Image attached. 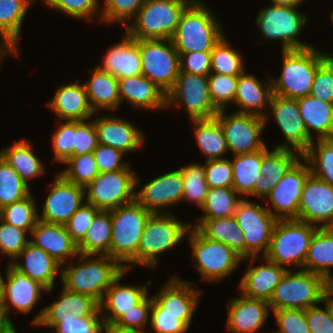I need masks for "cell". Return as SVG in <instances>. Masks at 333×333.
<instances>
[{"mask_svg": "<svg viewBox=\"0 0 333 333\" xmlns=\"http://www.w3.org/2000/svg\"><path fill=\"white\" fill-rule=\"evenodd\" d=\"M78 256L76 266L73 263L65 269L62 266L63 287L73 293L91 296L100 303L106 290L125 268L109 255Z\"/></svg>", "mask_w": 333, "mask_h": 333, "instance_id": "6da1fadb", "label": "cell"}, {"mask_svg": "<svg viewBox=\"0 0 333 333\" xmlns=\"http://www.w3.org/2000/svg\"><path fill=\"white\" fill-rule=\"evenodd\" d=\"M221 27L210 8L193 0L181 14L171 40L177 52L212 51L224 36Z\"/></svg>", "mask_w": 333, "mask_h": 333, "instance_id": "7a4b0ae2", "label": "cell"}, {"mask_svg": "<svg viewBox=\"0 0 333 333\" xmlns=\"http://www.w3.org/2000/svg\"><path fill=\"white\" fill-rule=\"evenodd\" d=\"M110 213L112 219L110 257L129 270L133 264H138L141 235L152 213L136 200L110 210Z\"/></svg>", "mask_w": 333, "mask_h": 333, "instance_id": "3957f363", "label": "cell"}, {"mask_svg": "<svg viewBox=\"0 0 333 333\" xmlns=\"http://www.w3.org/2000/svg\"><path fill=\"white\" fill-rule=\"evenodd\" d=\"M283 67L279 78L271 77L273 94L298 99L311 93L317 68L330 56L315 47L283 50Z\"/></svg>", "mask_w": 333, "mask_h": 333, "instance_id": "277c9868", "label": "cell"}, {"mask_svg": "<svg viewBox=\"0 0 333 333\" xmlns=\"http://www.w3.org/2000/svg\"><path fill=\"white\" fill-rule=\"evenodd\" d=\"M330 283L321 275L301 269L287 270L269 300L270 310L303 309L322 303Z\"/></svg>", "mask_w": 333, "mask_h": 333, "instance_id": "5b68a950", "label": "cell"}, {"mask_svg": "<svg viewBox=\"0 0 333 333\" xmlns=\"http://www.w3.org/2000/svg\"><path fill=\"white\" fill-rule=\"evenodd\" d=\"M318 226L298 219L277 220L266 254L262 257L280 266L303 267L308 248Z\"/></svg>", "mask_w": 333, "mask_h": 333, "instance_id": "8992f818", "label": "cell"}, {"mask_svg": "<svg viewBox=\"0 0 333 333\" xmlns=\"http://www.w3.org/2000/svg\"><path fill=\"white\" fill-rule=\"evenodd\" d=\"M193 0H146L126 32L134 39H171Z\"/></svg>", "mask_w": 333, "mask_h": 333, "instance_id": "52a82bcc", "label": "cell"}, {"mask_svg": "<svg viewBox=\"0 0 333 333\" xmlns=\"http://www.w3.org/2000/svg\"><path fill=\"white\" fill-rule=\"evenodd\" d=\"M191 228V223L177 220L166 212L151 214L147 220L138 246V264L155 268L158 255L172 250Z\"/></svg>", "mask_w": 333, "mask_h": 333, "instance_id": "ba28073f", "label": "cell"}, {"mask_svg": "<svg viewBox=\"0 0 333 333\" xmlns=\"http://www.w3.org/2000/svg\"><path fill=\"white\" fill-rule=\"evenodd\" d=\"M192 248L194 267L201 280L218 282L234 272L243 259L227 244L204 237L192 227L187 233Z\"/></svg>", "mask_w": 333, "mask_h": 333, "instance_id": "9c48e42d", "label": "cell"}, {"mask_svg": "<svg viewBox=\"0 0 333 333\" xmlns=\"http://www.w3.org/2000/svg\"><path fill=\"white\" fill-rule=\"evenodd\" d=\"M307 21V15L298 11L297 7L270 4L259 10L255 22L265 41L281 40L283 51L313 47L297 39Z\"/></svg>", "mask_w": 333, "mask_h": 333, "instance_id": "30bf717a", "label": "cell"}, {"mask_svg": "<svg viewBox=\"0 0 333 333\" xmlns=\"http://www.w3.org/2000/svg\"><path fill=\"white\" fill-rule=\"evenodd\" d=\"M142 75L155 83L165 94L180 73V55L171 39H138Z\"/></svg>", "mask_w": 333, "mask_h": 333, "instance_id": "8fae6325", "label": "cell"}, {"mask_svg": "<svg viewBox=\"0 0 333 333\" xmlns=\"http://www.w3.org/2000/svg\"><path fill=\"white\" fill-rule=\"evenodd\" d=\"M130 168L99 173L86 187V202L103 211L135 201L139 178Z\"/></svg>", "mask_w": 333, "mask_h": 333, "instance_id": "7c38bea8", "label": "cell"}, {"mask_svg": "<svg viewBox=\"0 0 333 333\" xmlns=\"http://www.w3.org/2000/svg\"><path fill=\"white\" fill-rule=\"evenodd\" d=\"M234 217L238 227L243 231L245 238V259L253 264L256 259H261L269 248L271 235L278 220L267 207H262L243 198L236 207ZM254 260V261H253Z\"/></svg>", "mask_w": 333, "mask_h": 333, "instance_id": "4fadbf2b", "label": "cell"}, {"mask_svg": "<svg viewBox=\"0 0 333 333\" xmlns=\"http://www.w3.org/2000/svg\"><path fill=\"white\" fill-rule=\"evenodd\" d=\"M184 105L191 120L211 119L219 112L209 93L208 76L180 72L174 86L166 94V107Z\"/></svg>", "mask_w": 333, "mask_h": 333, "instance_id": "5bb4252c", "label": "cell"}, {"mask_svg": "<svg viewBox=\"0 0 333 333\" xmlns=\"http://www.w3.org/2000/svg\"><path fill=\"white\" fill-rule=\"evenodd\" d=\"M215 118L224 131L227 146L233 155L255 152L266 145L260 138L267 124L265 118L238 112L227 115L225 110H220Z\"/></svg>", "mask_w": 333, "mask_h": 333, "instance_id": "9a60e30c", "label": "cell"}, {"mask_svg": "<svg viewBox=\"0 0 333 333\" xmlns=\"http://www.w3.org/2000/svg\"><path fill=\"white\" fill-rule=\"evenodd\" d=\"M297 161L278 181L265 199L271 203L267 209L278 219H298L303 186L311 174L308 162ZM272 208V209H271Z\"/></svg>", "mask_w": 333, "mask_h": 333, "instance_id": "2e32d148", "label": "cell"}, {"mask_svg": "<svg viewBox=\"0 0 333 333\" xmlns=\"http://www.w3.org/2000/svg\"><path fill=\"white\" fill-rule=\"evenodd\" d=\"M49 193L43 204L38 220L64 225L69 218L82 206L86 198L85 188L66 180L60 173L49 185Z\"/></svg>", "mask_w": 333, "mask_h": 333, "instance_id": "e0dca14e", "label": "cell"}, {"mask_svg": "<svg viewBox=\"0 0 333 333\" xmlns=\"http://www.w3.org/2000/svg\"><path fill=\"white\" fill-rule=\"evenodd\" d=\"M298 220L319 224V228L333 227V186L310 174L303 186Z\"/></svg>", "mask_w": 333, "mask_h": 333, "instance_id": "ac0fdd59", "label": "cell"}, {"mask_svg": "<svg viewBox=\"0 0 333 333\" xmlns=\"http://www.w3.org/2000/svg\"><path fill=\"white\" fill-rule=\"evenodd\" d=\"M3 279L2 313L5 320L15 329L9 317V309L28 314L40 300L41 293L47 289L38 281L31 279L26 274L17 270L10 262ZM6 280V281H5Z\"/></svg>", "mask_w": 333, "mask_h": 333, "instance_id": "d6986e66", "label": "cell"}, {"mask_svg": "<svg viewBox=\"0 0 333 333\" xmlns=\"http://www.w3.org/2000/svg\"><path fill=\"white\" fill-rule=\"evenodd\" d=\"M269 107L286 139L285 143L278 144L276 148H288L303 154L313 139L308 136L297 99L273 94Z\"/></svg>", "mask_w": 333, "mask_h": 333, "instance_id": "ffe728a7", "label": "cell"}, {"mask_svg": "<svg viewBox=\"0 0 333 333\" xmlns=\"http://www.w3.org/2000/svg\"><path fill=\"white\" fill-rule=\"evenodd\" d=\"M98 308L99 303L91 296L73 293L63 287L57 301L41 309L31 324L53 329L60 322L91 316Z\"/></svg>", "mask_w": 333, "mask_h": 333, "instance_id": "44dd1931", "label": "cell"}, {"mask_svg": "<svg viewBox=\"0 0 333 333\" xmlns=\"http://www.w3.org/2000/svg\"><path fill=\"white\" fill-rule=\"evenodd\" d=\"M183 192L182 172L178 169L152 179L135 191V200L152 214H157L169 205L182 202Z\"/></svg>", "mask_w": 333, "mask_h": 333, "instance_id": "7402d4cb", "label": "cell"}, {"mask_svg": "<svg viewBox=\"0 0 333 333\" xmlns=\"http://www.w3.org/2000/svg\"><path fill=\"white\" fill-rule=\"evenodd\" d=\"M192 283L175 276L170 277L153 300L162 308V314L181 315V321L189 328L201 290Z\"/></svg>", "mask_w": 333, "mask_h": 333, "instance_id": "603a6c76", "label": "cell"}, {"mask_svg": "<svg viewBox=\"0 0 333 333\" xmlns=\"http://www.w3.org/2000/svg\"><path fill=\"white\" fill-rule=\"evenodd\" d=\"M91 120L97 130L99 144L111 146L124 154L143 147V133L126 119L108 115Z\"/></svg>", "mask_w": 333, "mask_h": 333, "instance_id": "cb8c5ba5", "label": "cell"}, {"mask_svg": "<svg viewBox=\"0 0 333 333\" xmlns=\"http://www.w3.org/2000/svg\"><path fill=\"white\" fill-rule=\"evenodd\" d=\"M126 272H128L127 269L114 280L99 303L101 312L103 309L110 312L107 315H102L104 324H114L123 314L133 310V307L148 295L147 286L152 283L150 280L142 287L119 283Z\"/></svg>", "mask_w": 333, "mask_h": 333, "instance_id": "d4e9b609", "label": "cell"}, {"mask_svg": "<svg viewBox=\"0 0 333 333\" xmlns=\"http://www.w3.org/2000/svg\"><path fill=\"white\" fill-rule=\"evenodd\" d=\"M238 294L240 297L234 298L227 305L226 327L234 333H257L266 322L269 303Z\"/></svg>", "mask_w": 333, "mask_h": 333, "instance_id": "484cf974", "label": "cell"}, {"mask_svg": "<svg viewBox=\"0 0 333 333\" xmlns=\"http://www.w3.org/2000/svg\"><path fill=\"white\" fill-rule=\"evenodd\" d=\"M33 239L29 240L34 246L41 248L61 265L67 260L78 256L77 244L72 240L62 224L46 223L38 220L31 230Z\"/></svg>", "mask_w": 333, "mask_h": 333, "instance_id": "4316f807", "label": "cell"}, {"mask_svg": "<svg viewBox=\"0 0 333 333\" xmlns=\"http://www.w3.org/2000/svg\"><path fill=\"white\" fill-rule=\"evenodd\" d=\"M75 80L72 84L59 87L48 107L58 116V121H82L95 114L88 102L84 84Z\"/></svg>", "mask_w": 333, "mask_h": 333, "instance_id": "83f0119b", "label": "cell"}, {"mask_svg": "<svg viewBox=\"0 0 333 333\" xmlns=\"http://www.w3.org/2000/svg\"><path fill=\"white\" fill-rule=\"evenodd\" d=\"M299 158H302V154L296 150L275 147L269 151L265 145L261 177L259 181H255L254 196L266 198L288 170L301 160Z\"/></svg>", "mask_w": 333, "mask_h": 333, "instance_id": "f1b7e54d", "label": "cell"}, {"mask_svg": "<svg viewBox=\"0 0 333 333\" xmlns=\"http://www.w3.org/2000/svg\"><path fill=\"white\" fill-rule=\"evenodd\" d=\"M20 257H23L24 263L16 262ZM11 264L20 272L42 284L47 289V293L52 291L56 276L58 273L61 275L62 271V265L58 261L30 242Z\"/></svg>", "mask_w": 333, "mask_h": 333, "instance_id": "f546056e", "label": "cell"}, {"mask_svg": "<svg viewBox=\"0 0 333 333\" xmlns=\"http://www.w3.org/2000/svg\"><path fill=\"white\" fill-rule=\"evenodd\" d=\"M266 264L249 267L238 288L245 297L269 302L275 287L282 280L288 268L264 260Z\"/></svg>", "mask_w": 333, "mask_h": 333, "instance_id": "4dcf8cb0", "label": "cell"}, {"mask_svg": "<svg viewBox=\"0 0 333 333\" xmlns=\"http://www.w3.org/2000/svg\"><path fill=\"white\" fill-rule=\"evenodd\" d=\"M98 67L117 79L142 75L138 39L126 33L122 42L107 50L102 65Z\"/></svg>", "mask_w": 333, "mask_h": 333, "instance_id": "1f68e13d", "label": "cell"}, {"mask_svg": "<svg viewBox=\"0 0 333 333\" xmlns=\"http://www.w3.org/2000/svg\"><path fill=\"white\" fill-rule=\"evenodd\" d=\"M266 85L261 83L257 77L252 74H248L245 71L238 76L237 92L235 95L234 103L236 107H240L238 113L253 114L265 118L266 112H262V109L266 106H270V101L273 96V88L271 78Z\"/></svg>", "mask_w": 333, "mask_h": 333, "instance_id": "d6a6232c", "label": "cell"}, {"mask_svg": "<svg viewBox=\"0 0 333 333\" xmlns=\"http://www.w3.org/2000/svg\"><path fill=\"white\" fill-rule=\"evenodd\" d=\"M121 104L123 100L140 109H167L166 94L144 75L118 79Z\"/></svg>", "mask_w": 333, "mask_h": 333, "instance_id": "836d02e7", "label": "cell"}, {"mask_svg": "<svg viewBox=\"0 0 333 333\" xmlns=\"http://www.w3.org/2000/svg\"><path fill=\"white\" fill-rule=\"evenodd\" d=\"M300 114L303 118L308 136L312 131L317 133V139L333 138V103L324 102L311 94L297 99Z\"/></svg>", "mask_w": 333, "mask_h": 333, "instance_id": "e575fe53", "label": "cell"}, {"mask_svg": "<svg viewBox=\"0 0 333 333\" xmlns=\"http://www.w3.org/2000/svg\"><path fill=\"white\" fill-rule=\"evenodd\" d=\"M92 76L84 82L88 102L91 109L98 111L99 109L115 111L119 108L121 100L119 98L118 79L101 70L98 66L91 70ZM98 109V110H97Z\"/></svg>", "mask_w": 333, "mask_h": 333, "instance_id": "d590c367", "label": "cell"}, {"mask_svg": "<svg viewBox=\"0 0 333 333\" xmlns=\"http://www.w3.org/2000/svg\"><path fill=\"white\" fill-rule=\"evenodd\" d=\"M333 227L317 228L304 262V270L319 274L329 283L333 281Z\"/></svg>", "mask_w": 333, "mask_h": 333, "instance_id": "8d00e7d4", "label": "cell"}, {"mask_svg": "<svg viewBox=\"0 0 333 333\" xmlns=\"http://www.w3.org/2000/svg\"><path fill=\"white\" fill-rule=\"evenodd\" d=\"M194 225L204 237L230 246L243 260L245 259V238L234 216L197 220Z\"/></svg>", "mask_w": 333, "mask_h": 333, "instance_id": "74e56055", "label": "cell"}, {"mask_svg": "<svg viewBox=\"0 0 333 333\" xmlns=\"http://www.w3.org/2000/svg\"><path fill=\"white\" fill-rule=\"evenodd\" d=\"M232 188L244 198L254 196L255 181H259L261 177L260 168L264 157V147L255 152L242 155H233Z\"/></svg>", "mask_w": 333, "mask_h": 333, "instance_id": "f35d334b", "label": "cell"}, {"mask_svg": "<svg viewBox=\"0 0 333 333\" xmlns=\"http://www.w3.org/2000/svg\"><path fill=\"white\" fill-rule=\"evenodd\" d=\"M0 156L19 174L21 179L29 186L28 181L41 176L44 166L41 160L33 153L32 145L26 140H21L11 148H3Z\"/></svg>", "mask_w": 333, "mask_h": 333, "instance_id": "ab89813d", "label": "cell"}, {"mask_svg": "<svg viewBox=\"0 0 333 333\" xmlns=\"http://www.w3.org/2000/svg\"><path fill=\"white\" fill-rule=\"evenodd\" d=\"M35 0H0V36L17 52L23 19Z\"/></svg>", "mask_w": 333, "mask_h": 333, "instance_id": "60d3db41", "label": "cell"}, {"mask_svg": "<svg viewBox=\"0 0 333 333\" xmlns=\"http://www.w3.org/2000/svg\"><path fill=\"white\" fill-rule=\"evenodd\" d=\"M198 147L207 160L222 159L229 153L224 131L214 117L211 119L191 120Z\"/></svg>", "mask_w": 333, "mask_h": 333, "instance_id": "b9f144b4", "label": "cell"}, {"mask_svg": "<svg viewBox=\"0 0 333 333\" xmlns=\"http://www.w3.org/2000/svg\"><path fill=\"white\" fill-rule=\"evenodd\" d=\"M112 219L110 211L100 210L92 222L84 239L77 245L83 255H109Z\"/></svg>", "mask_w": 333, "mask_h": 333, "instance_id": "7bdbcfd3", "label": "cell"}, {"mask_svg": "<svg viewBox=\"0 0 333 333\" xmlns=\"http://www.w3.org/2000/svg\"><path fill=\"white\" fill-rule=\"evenodd\" d=\"M302 157L308 162L312 175L333 186V138L313 141Z\"/></svg>", "mask_w": 333, "mask_h": 333, "instance_id": "ee69618b", "label": "cell"}, {"mask_svg": "<svg viewBox=\"0 0 333 333\" xmlns=\"http://www.w3.org/2000/svg\"><path fill=\"white\" fill-rule=\"evenodd\" d=\"M233 188H209L200 209L204 216L196 220L228 218L234 216L237 204L243 199Z\"/></svg>", "mask_w": 333, "mask_h": 333, "instance_id": "f6af8a7d", "label": "cell"}, {"mask_svg": "<svg viewBox=\"0 0 333 333\" xmlns=\"http://www.w3.org/2000/svg\"><path fill=\"white\" fill-rule=\"evenodd\" d=\"M29 186L0 156V209L29 196Z\"/></svg>", "mask_w": 333, "mask_h": 333, "instance_id": "bcb514c9", "label": "cell"}, {"mask_svg": "<svg viewBox=\"0 0 333 333\" xmlns=\"http://www.w3.org/2000/svg\"><path fill=\"white\" fill-rule=\"evenodd\" d=\"M36 201L30 194L26 198L0 209V218L16 228L31 232L38 221Z\"/></svg>", "mask_w": 333, "mask_h": 333, "instance_id": "7dc6e473", "label": "cell"}, {"mask_svg": "<svg viewBox=\"0 0 333 333\" xmlns=\"http://www.w3.org/2000/svg\"><path fill=\"white\" fill-rule=\"evenodd\" d=\"M223 36L211 51V73L239 76L244 72L243 57Z\"/></svg>", "mask_w": 333, "mask_h": 333, "instance_id": "c3c4849f", "label": "cell"}, {"mask_svg": "<svg viewBox=\"0 0 333 333\" xmlns=\"http://www.w3.org/2000/svg\"><path fill=\"white\" fill-rule=\"evenodd\" d=\"M183 179L182 201L187 200L201 208L208 192L204 165L193 163L180 167Z\"/></svg>", "mask_w": 333, "mask_h": 333, "instance_id": "681fc988", "label": "cell"}, {"mask_svg": "<svg viewBox=\"0 0 333 333\" xmlns=\"http://www.w3.org/2000/svg\"><path fill=\"white\" fill-rule=\"evenodd\" d=\"M64 164L67 167L59 173L66 180L84 188L99 174L93 152L71 156Z\"/></svg>", "mask_w": 333, "mask_h": 333, "instance_id": "f907efd6", "label": "cell"}, {"mask_svg": "<svg viewBox=\"0 0 333 333\" xmlns=\"http://www.w3.org/2000/svg\"><path fill=\"white\" fill-rule=\"evenodd\" d=\"M208 83L211 100L218 111L226 110L228 102L234 103L238 76L210 73Z\"/></svg>", "mask_w": 333, "mask_h": 333, "instance_id": "816d5d0a", "label": "cell"}, {"mask_svg": "<svg viewBox=\"0 0 333 333\" xmlns=\"http://www.w3.org/2000/svg\"><path fill=\"white\" fill-rule=\"evenodd\" d=\"M99 18L104 23H120L125 27L135 17L146 0H104Z\"/></svg>", "mask_w": 333, "mask_h": 333, "instance_id": "f5cc1de1", "label": "cell"}, {"mask_svg": "<svg viewBox=\"0 0 333 333\" xmlns=\"http://www.w3.org/2000/svg\"><path fill=\"white\" fill-rule=\"evenodd\" d=\"M26 231L3 221L0 218V252L10 257L12 263L27 246Z\"/></svg>", "mask_w": 333, "mask_h": 333, "instance_id": "db71d44e", "label": "cell"}, {"mask_svg": "<svg viewBox=\"0 0 333 333\" xmlns=\"http://www.w3.org/2000/svg\"><path fill=\"white\" fill-rule=\"evenodd\" d=\"M100 0H43L51 9L60 10L72 18L92 20L99 12Z\"/></svg>", "mask_w": 333, "mask_h": 333, "instance_id": "11a10c76", "label": "cell"}, {"mask_svg": "<svg viewBox=\"0 0 333 333\" xmlns=\"http://www.w3.org/2000/svg\"><path fill=\"white\" fill-rule=\"evenodd\" d=\"M99 211L100 210L93 204L87 202L83 203L82 206L64 224L66 231L77 245L86 236L89 227Z\"/></svg>", "mask_w": 333, "mask_h": 333, "instance_id": "9f6ffc18", "label": "cell"}, {"mask_svg": "<svg viewBox=\"0 0 333 333\" xmlns=\"http://www.w3.org/2000/svg\"><path fill=\"white\" fill-rule=\"evenodd\" d=\"M58 128L52 135L54 160L65 163L74 156V121H59Z\"/></svg>", "mask_w": 333, "mask_h": 333, "instance_id": "6f0895ef", "label": "cell"}, {"mask_svg": "<svg viewBox=\"0 0 333 333\" xmlns=\"http://www.w3.org/2000/svg\"><path fill=\"white\" fill-rule=\"evenodd\" d=\"M204 168L205 179L209 188H232L231 160L226 158L206 160Z\"/></svg>", "mask_w": 333, "mask_h": 333, "instance_id": "680465c9", "label": "cell"}, {"mask_svg": "<svg viewBox=\"0 0 333 333\" xmlns=\"http://www.w3.org/2000/svg\"><path fill=\"white\" fill-rule=\"evenodd\" d=\"M310 94L324 102L333 103V54L317 68Z\"/></svg>", "mask_w": 333, "mask_h": 333, "instance_id": "91938a15", "label": "cell"}, {"mask_svg": "<svg viewBox=\"0 0 333 333\" xmlns=\"http://www.w3.org/2000/svg\"><path fill=\"white\" fill-rule=\"evenodd\" d=\"M279 330L273 333H311L303 309L274 310Z\"/></svg>", "mask_w": 333, "mask_h": 333, "instance_id": "94428289", "label": "cell"}, {"mask_svg": "<svg viewBox=\"0 0 333 333\" xmlns=\"http://www.w3.org/2000/svg\"><path fill=\"white\" fill-rule=\"evenodd\" d=\"M91 119L74 121V155L93 152L98 146V134Z\"/></svg>", "mask_w": 333, "mask_h": 333, "instance_id": "6125c7cd", "label": "cell"}, {"mask_svg": "<svg viewBox=\"0 0 333 333\" xmlns=\"http://www.w3.org/2000/svg\"><path fill=\"white\" fill-rule=\"evenodd\" d=\"M101 313L98 308L91 316L60 322L54 327L55 333H103Z\"/></svg>", "mask_w": 333, "mask_h": 333, "instance_id": "be15d7a7", "label": "cell"}, {"mask_svg": "<svg viewBox=\"0 0 333 333\" xmlns=\"http://www.w3.org/2000/svg\"><path fill=\"white\" fill-rule=\"evenodd\" d=\"M150 323L156 333H186L189 329L181 315L162 314V308L153 300L150 311Z\"/></svg>", "mask_w": 333, "mask_h": 333, "instance_id": "e7e4bbea", "label": "cell"}, {"mask_svg": "<svg viewBox=\"0 0 333 333\" xmlns=\"http://www.w3.org/2000/svg\"><path fill=\"white\" fill-rule=\"evenodd\" d=\"M325 309L317 305L305 310V317L311 333H333V308L325 298Z\"/></svg>", "mask_w": 333, "mask_h": 333, "instance_id": "03108f58", "label": "cell"}, {"mask_svg": "<svg viewBox=\"0 0 333 333\" xmlns=\"http://www.w3.org/2000/svg\"><path fill=\"white\" fill-rule=\"evenodd\" d=\"M148 295L128 313L123 314L114 324L123 327L145 331L144 327L149 321L150 311L153 304Z\"/></svg>", "mask_w": 333, "mask_h": 333, "instance_id": "003e7915", "label": "cell"}, {"mask_svg": "<svg viewBox=\"0 0 333 333\" xmlns=\"http://www.w3.org/2000/svg\"><path fill=\"white\" fill-rule=\"evenodd\" d=\"M180 72L208 76L211 73V51L178 52Z\"/></svg>", "mask_w": 333, "mask_h": 333, "instance_id": "a7ac6f4b", "label": "cell"}, {"mask_svg": "<svg viewBox=\"0 0 333 333\" xmlns=\"http://www.w3.org/2000/svg\"><path fill=\"white\" fill-rule=\"evenodd\" d=\"M99 173L111 172L129 168L128 163L122 161L123 152L111 146L98 144L93 151Z\"/></svg>", "mask_w": 333, "mask_h": 333, "instance_id": "89a4df30", "label": "cell"}, {"mask_svg": "<svg viewBox=\"0 0 333 333\" xmlns=\"http://www.w3.org/2000/svg\"><path fill=\"white\" fill-rule=\"evenodd\" d=\"M104 333H148L146 331H141L138 329L123 328L116 324H104Z\"/></svg>", "mask_w": 333, "mask_h": 333, "instance_id": "2644e50d", "label": "cell"}, {"mask_svg": "<svg viewBox=\"0 0 333 333\" xmlns=\"http://www.w3.org/2000/svg\"><path fill=\"white\" fill-rule=\"evenodd\" d=\"M0 333H17L16 329L5 320L2 311H0Z\"/></svg>", "mask_w": 333, "mask_h": 333, "instance_id": "8c879c8a", "label": "cell"}, {"mask_svg": "<svg viewBox=\"0 0 333 333\" xmlns=\"http://www.w3.org/2000/svg\"><path fill=\"white\" fill-rule=\"evenodd\" d=\"M273 5L276 6H289V7H298L300 3H303L304 0H271Z\"/></svg>", "mask_w": 333, "mask_h": 333, "instance_id": "753ad0ef", "label": "cell"}, {"mask_svg": "<svg viewBox=\"0 0 333 333\" xmlns=\"http://www.w3.org/2000/svg\"><path fill=\"white\" fill-rule=\"evenodd\" d=\"M0 53H18V52L9 45L0 43Z\"/></svg>", "mask_w": 333, "mask_h": 333, "instance_id": "34e18365", "label": "cell"}, {"mask_svg": "<svg viewBox=\"0 0 333 333\" xmlns=\"http://www.w3.org/2000/svg\"><path fill=\"white\" fill-rule=\"evenodd\" d=\"M2 303H3V277L0 273V311L2 309Z\"/></svg>", "mask_w": 333, "mask_h": 333, "instance_id": "11e5206c", "label": "cell"}, {"mask_svg": "<svg viewBox=\"0 0 333 333\" xmlns=\"http://www.w3.org/2000/svg\"><path fill=\"white\" fill-rule=\"evenodd\" d=\"M326 299L331 303L333 308V291L330 289L326 295Z\"/></svg>", "mask_w": 333, "mask_h": 333, "instance_id": "2a66077c", "label": "cell"}, {"mask_svg": "<svg viewBox=\"0 0 333 333\" xmlns=\"http://www.w3.org/2000/svg\"><path fill=\"white\" fill-rule=\"evenodd\" d=\"M9 54H15L16 56H18V53H0V66L3 58H5Z\"/></svg>", "mask_w": 333, "mask_h": 333, "instance_id": "b9fcfbb0", "label": "cell"}, {"mask_svg": "<svg viewBox=\"0 0 333 333\" xmlns=\"http://www.w3.org/2000/svg\"><path fill=\"white\" fill-rule=\"evenodd\" d=\"M330 289L333 291V281L330 283Z\"/></svg>", "mask_w": 333, "mask_h": 333, "instance_id": "09005b40", "label": "cell"}, {"mask_svg": "<svg viewBox=\"0 0 333 333\" xmlns=\"http://www.w3.org/2000/svg\"><path fill=\"white\" fill-rule=\"evenodd\" d=\"M331 23H332V25H333V11H332V13H331Z\"/></svg>", "mask_w": 333, "mask_h": 333, "instance_id": "979ff035", "label": "cell"}]
</instances>
